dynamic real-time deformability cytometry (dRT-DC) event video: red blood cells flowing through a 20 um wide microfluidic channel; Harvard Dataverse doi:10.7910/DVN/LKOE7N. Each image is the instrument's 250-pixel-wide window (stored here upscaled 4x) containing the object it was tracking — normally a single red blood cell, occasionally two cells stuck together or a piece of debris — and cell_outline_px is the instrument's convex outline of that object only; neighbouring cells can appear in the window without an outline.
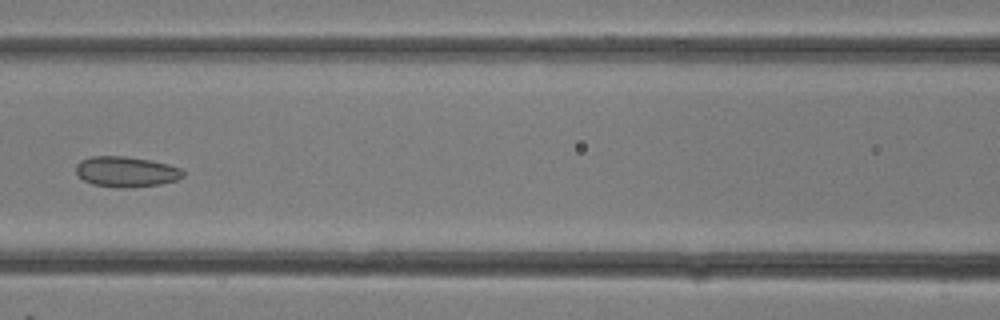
{"species": "common noctule bat (a hibernating species)", "species_latin": "Nyctalus noctula", "temperature_condition": "room temperature", "stored_images_in_passage": 30, "camera_frame_rate_fps": 3000, "um_per_image_px": 0.085, "animal": {"sex": "female"}, "frame": {"image": 1, "passage_image": 14, "time_ms": 4.333, "image_size_px": [1000, 320], "cell_outline_px": [[184, 176], [176, 180], [160, 184], [128, 188], [124, 188], [92, 184], [84, 180], [76, 172], [76, 164], [80, 160], [92, 156], [124, 156], [152, 160], [168, 164], [180, 168], [184, 172]], "centroid_in_image_um": [10.73, 14.59], "position_along_channel_um": 155.9, "area_um2": 19.02}}
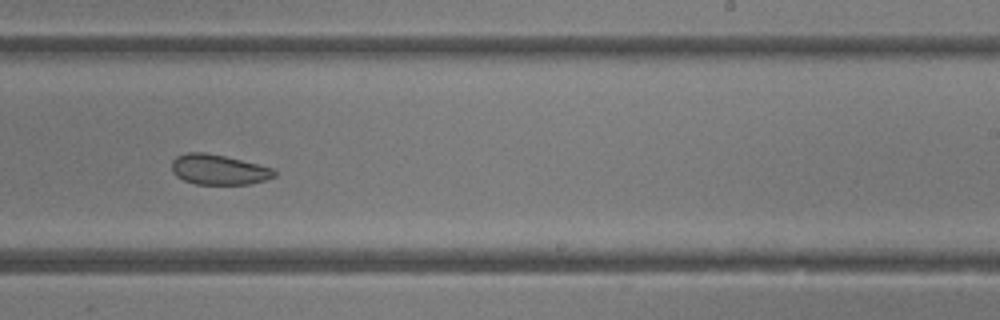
{"frame": {"image": 2, "passage_image": 19, "time_ms": 6.0, "image_size_px": [1000, 320], "cell_outline_px": [[276, 176], [264, 180], [248, 184], [196, 184], [184, 180], [176, 176], [172, 172], [172, 160], [176, 156], [188, 152], [204, 152], [224, 156], [272, 168], [276, 172]], "centroid_in_image_um": [18.55, 14.42], "position_along_channel_um": 270.5, "area_um2": 17.86}}
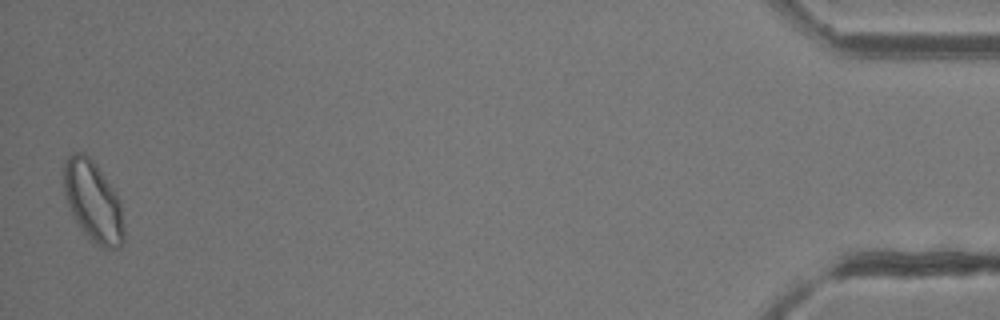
{"frame": {"image": 3, "passage_image": 30, "time_ms": 9.667, "image_size_px": [1000, 320], "cell_outline_px": [[124, 240], [120, 248], [100, 248], [80, 228], [72, 216], [64, 192], [64, 160], [72, 152], [84, 152], [96, 164], [120, 200], [124, 224]], "centroid_in_image_um": [7.92, 17.13], "position_along_channel_um": 427.3, "area_um2": 28.32}}